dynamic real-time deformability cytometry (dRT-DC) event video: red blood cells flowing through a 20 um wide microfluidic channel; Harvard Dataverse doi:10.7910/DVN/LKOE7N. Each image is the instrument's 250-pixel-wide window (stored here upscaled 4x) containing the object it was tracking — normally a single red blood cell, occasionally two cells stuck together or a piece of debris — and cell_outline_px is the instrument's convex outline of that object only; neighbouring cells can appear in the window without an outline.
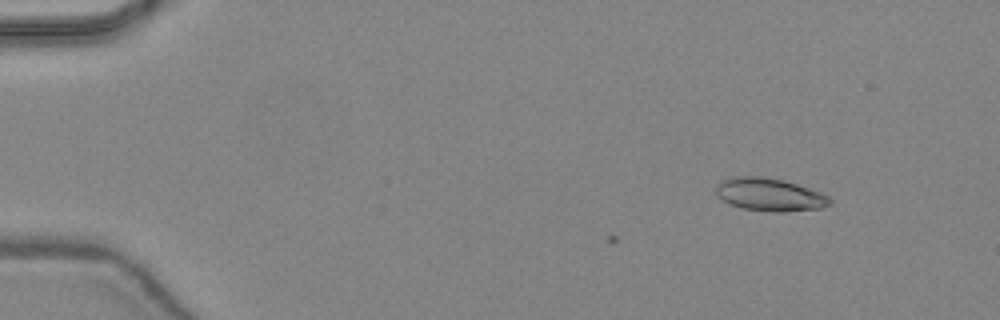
{"species": "common noctule bat (a hibernating species)", "species_latin": "Nyctalus noctula", "temperature_condition": "warm", "stored_images_in_passage": 5, "camera_frame_rate_fps": 3000, "um_per_image_px": 0.085, "animal": {"sex": "female", "body_mass_g": 24.6, "forearm_length_mm": 56.2}, "frame": {"image": 1, "passage_image": 1, "time_ms": 0.0, "image_size_px": [1000, 320], "cell_outline_px": [[832, 204], [820, 208], [784, 212], [772, 212], [744, 208], [732, 204], [716, 196], [716, 184], [720, 180], [728, 176], [764, 176], [784, 180], [820, 192], [828, 196], [832, 200]], "centroid_in_image_um": [65.39, 16.52], "position_along_channel_um": 19.6, "area_um2": 21.96}}